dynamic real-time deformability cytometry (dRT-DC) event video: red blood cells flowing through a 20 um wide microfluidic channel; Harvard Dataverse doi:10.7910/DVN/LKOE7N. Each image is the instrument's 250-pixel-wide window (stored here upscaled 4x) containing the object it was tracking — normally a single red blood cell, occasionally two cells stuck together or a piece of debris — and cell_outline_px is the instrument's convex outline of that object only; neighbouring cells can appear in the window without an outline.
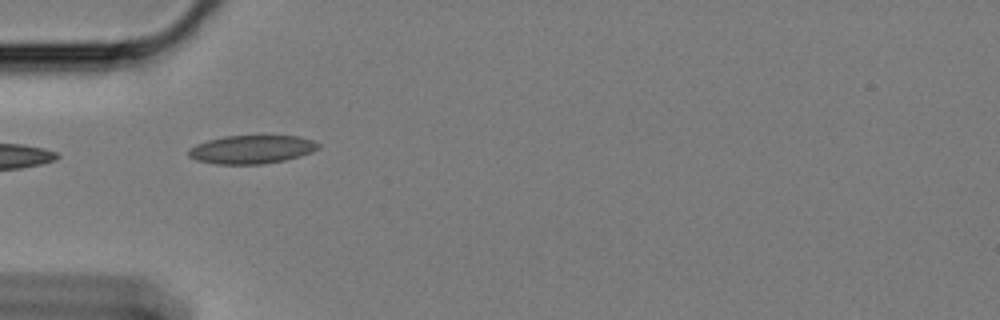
{"species": "Egyptian fruit bat (a non-hibernating species)", "species_latin": "Rousettus aegyptiacus", "temperature_condition": "cold", "stored_images_in_passage": 15, "camera_frame_rate_fps": 3000, "um_per_image_px": 0.085, "animal": {"sex": "female"}, "frame": {"image": 1, "passage_image": 1, "time_ms": 0.0, "image_size_px": [1000, 320], "cell_outline_px": [[320, 148], [312, 152], [300, 156], [284, 160], [264, 164], [216, 164], [196, 160], [188, 156], [188, 152], [196, 144], [208, 140], [224, 136], [300, 136], [312, 140], [320, 144]], "centroid_in_image_um": [21.42, 12.7], "position_along_channel_um": 63.6, "area_um2": 21.44}}